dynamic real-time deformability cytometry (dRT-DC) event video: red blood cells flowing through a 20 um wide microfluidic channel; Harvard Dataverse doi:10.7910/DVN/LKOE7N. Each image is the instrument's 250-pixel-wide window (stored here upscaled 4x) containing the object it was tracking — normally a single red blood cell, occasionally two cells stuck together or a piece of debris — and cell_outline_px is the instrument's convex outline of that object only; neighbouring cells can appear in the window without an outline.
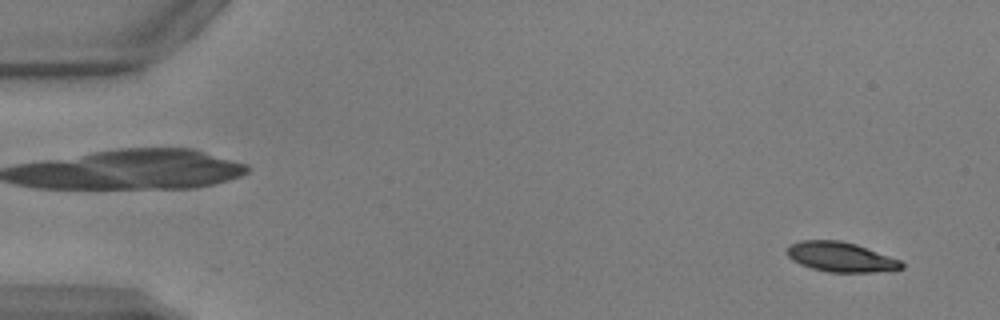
{"species": "common noctule bat (a hibernating species)", "species_latin": "Nyctalus noctula", "temperature_condition": "warm", "stored_images_in_passage": 52, "camera_frame_rate_fps": 3000, "um_per_image_px": 0.085, "animal": {"sex": "male", "body_mass_g": 17.9, "forearm_length_mm": 54.2}, "frame": {"image": 1, "passage_image": 4, "time_ms": 1.0, "image_size_px": [1000, 320], "cell_outline_px": [[904, 268], [872, 272], [828, 272], [812, 268], [800, 264], [792, 260], [784, 252], [788, 244], [800, 240], [840, 240], [856, 244], [900, 260], [904, 264]], "centroid_in_image_um": [71.4, 21.83], "position_along_channel_um": 13.6, "area_um2": 19.94}}
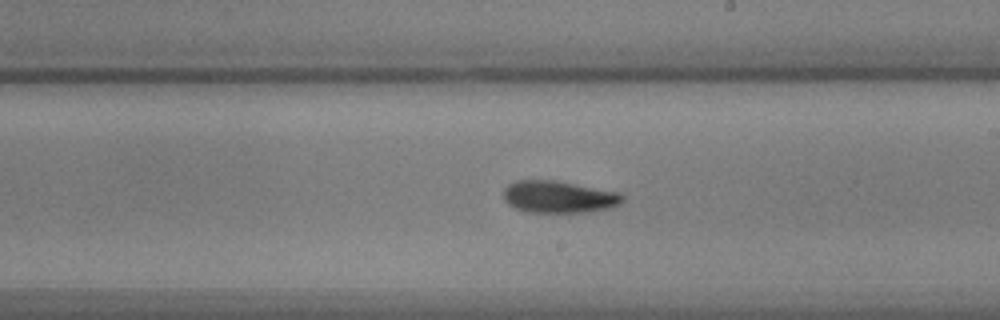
{"frame": {"image": 2, "passage_image": 31, "time_ms": 10.0, "image_size_px": [1000, 320], "cell_outline_px": [[624, 200], [620, 204], [612, 208], [588, 212], [528, 212], [516, 208], [508, 204], [504, 200], [504, 188], [508, 184], [516, 180], [556, 180], [620, 192], [624, 196]], "centroid_in_image_um": [47.53, 16.73], "position_along_channel_um": 241.5, "area_um2": 22.48}}
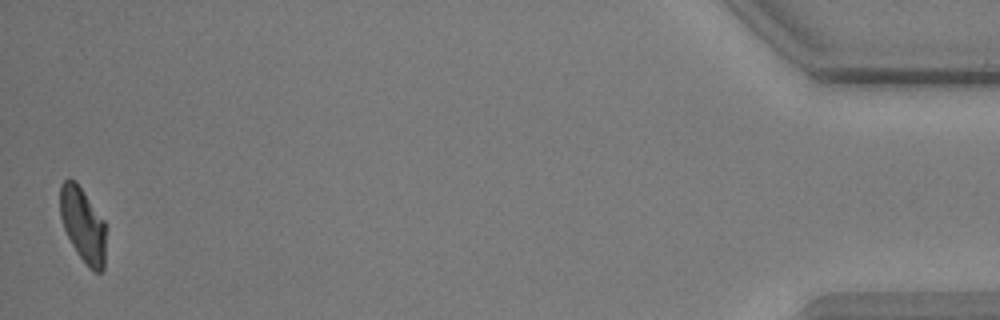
{"frame": {"image": 3, "passage_image": 52, "time_ms": 17.0, "image_size_px": [1000, 320], "cell_outline_px": [[104, 268], [100, 272], [96, 272], [88, 268], [76, 252], [64, 228], [60, 216], [60, 184], [68, 176], [76, 180], [104, 220]], "centroid_in_image_um": [7.02, 19.07], "position_along_channel_um": 428.2, "area_um2": 19.88}, "authors_computed_cell_mechanics": {"area_um2": 21.3282, "velocity_mm_per_s": 3.8996, "shape_relaxation_time_tau1_ms": 4.693, "shape_relaxation_time_tau2_ms": 6.567, "deformation_change_tau1": 0.1469, "deformation_change_tau2": 0.1379}}